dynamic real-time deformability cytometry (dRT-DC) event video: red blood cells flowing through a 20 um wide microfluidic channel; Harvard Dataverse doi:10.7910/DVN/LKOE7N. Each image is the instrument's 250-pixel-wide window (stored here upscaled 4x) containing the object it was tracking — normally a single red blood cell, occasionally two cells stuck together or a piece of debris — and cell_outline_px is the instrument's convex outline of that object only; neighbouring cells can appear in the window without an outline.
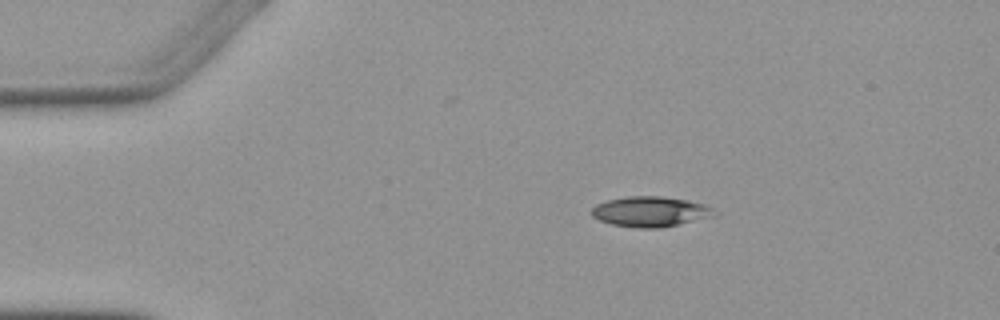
{"species": "Egyptian fruit bat (a non-hibernating species)", "species_latin": "Rousettus aegyptiacus", "temperature_condition": "warm", "stored_images_in_passage": 3, "camera_frame_rate_fps": 3000, "um_per_image_px": 0.085, "animal": {"sex": "female"}, "frame": {"image": 1, "passage_image": 1, "time_ms": 0.0, "image_size_px": [1000, 320], "cell_outline_px": [[720, 212], [716, 216], [660, 228], [636, 228], [612, 224], [600, 220], [592, 216], [592, 208], [596, 204], [608, 200], [628, 196], [660, 196], [688, 200], [704, 204]], "centroid_in_image_um": [55.33, 17.99], "position_along_channel_um": 29.7, "area_um2": 21.73}}
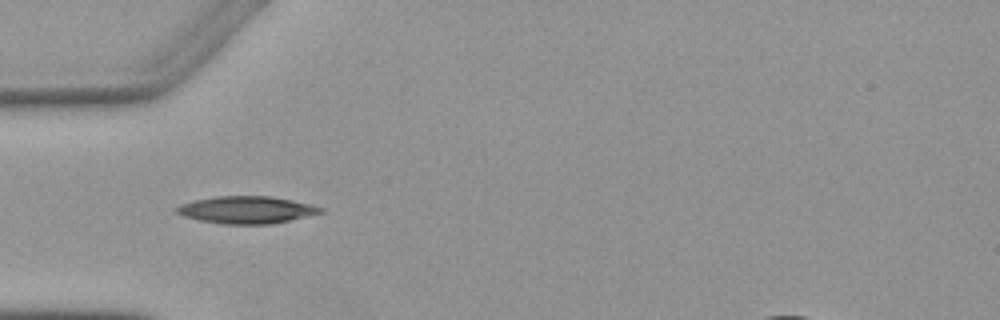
{"frame": {"image": 2, "passage_image": 3, "time_ms": 2.333, "image_size_px": [1000, 320], "cell_outline_px": [[324, 212], [288, 220], [268, 224], [224, 224], [200, 220], [184, 216], [176, 212], [176, 208], [180, 204], [196, 200], [216, 196], [272, 196], [292, 200], [324, 208]], "centroid_in_image_um": [20.95, 17.83], "position_along_channel_um": 64.1, "area_um2": 22.54}}